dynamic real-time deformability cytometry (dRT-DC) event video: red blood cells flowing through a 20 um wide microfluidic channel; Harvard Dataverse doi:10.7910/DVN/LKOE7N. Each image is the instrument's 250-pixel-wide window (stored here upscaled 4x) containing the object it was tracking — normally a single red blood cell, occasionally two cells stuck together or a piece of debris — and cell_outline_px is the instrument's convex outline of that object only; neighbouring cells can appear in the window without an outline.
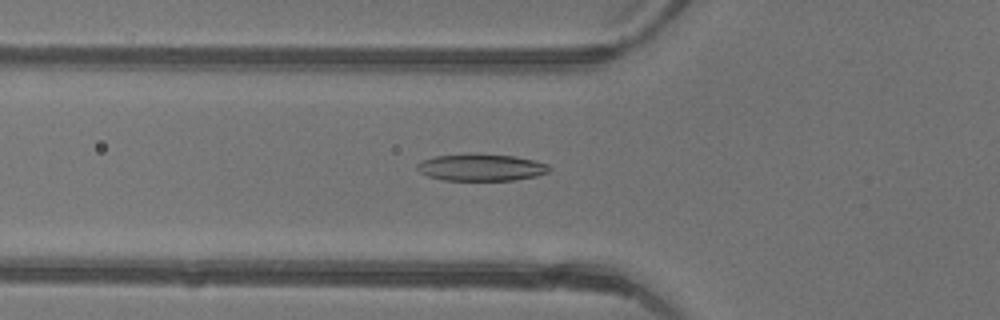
{"species": "common noctule bat (a hibernating species)", "species_latin": "Nyctalus noctula", "temperature_condition": "warm", "stored_images_in_passage": 37, "camera_frame_rate_fps": 3000, "um_per_image_px": 0.085, "animal": {"sex": "female"}, "frame": {"image": 1, "passage_image": 7, "time_ms": 2.0, "image_size_px": [1000, 320], "cell_outline_px": [[552, 168], [548, 172], [536, 176], [512, 180], [444, 180], [428, 176], [420, 172], [416, 168], [416, 164], [424, 160], [436, 156], [476, 152], [516, 156], [536, 160], [548, 164]], "centroid_in_image_um": [40.93, 14.2], "position_along_channel_um": 84.9, "area_um2": 21.1}}
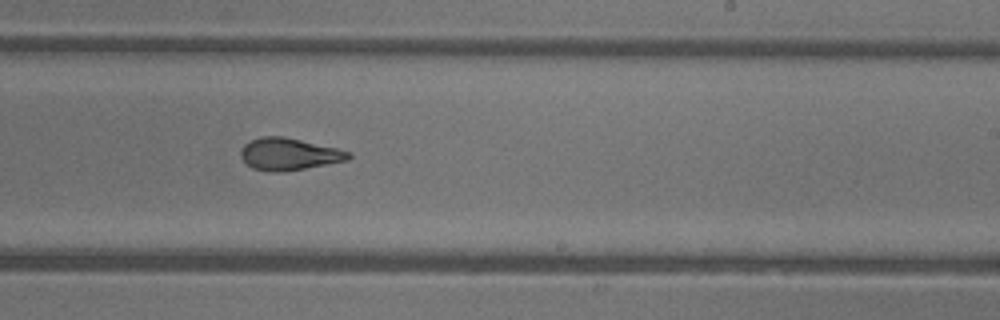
{"frame": {"image": 2, "passage_image": 19, "time_ms": 6.0, "image_size_px": [1000, 320], "cell_outline_px": [[352, 156], [348, 160], [284, 172], [268, 172], [252, 168], [240, 156], [240, 152], [244, 144], [260, 136], [284, 136], [336, 148], [348, 152]], "centroid_in_image_um": [24.53, 13.1], "position_along_channel_um": 264.5, "area_um2": 20.06}}
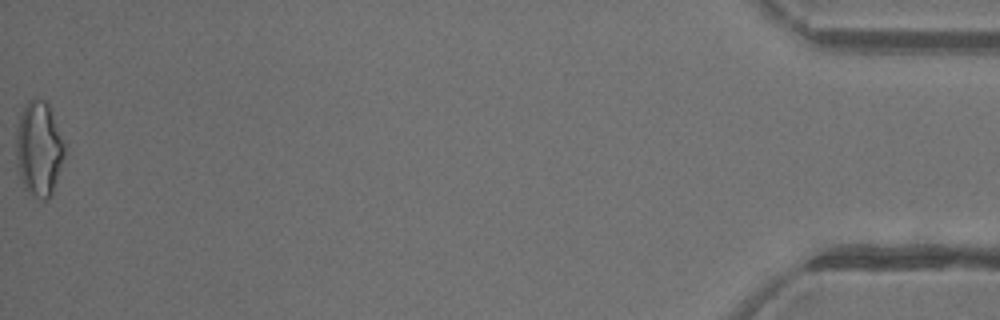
{"frame": {"image": 3, "passage_image": 37, "time_ms": 12.0, "image_size_px": [1000, 320], "cell_outline_px": [[64, 156], [52, 192], [48, 200], [40, 200], [28, 192], [24, 188], [16, 168], [16, 128], [20, 112], [24, 104], [32, 96], [36, 96], [44, 100], [48, 104], [64, 144]], "centroid_in_image_um": [3.25, 12.62], "position_along_channel_um": 431.9, "area_um2": 26.99}, "authors_computed_cell_mechanics": {"area_um2": 20.23, "velocity_mm_per_s": 4.4605, "shape_relaxation_time_tau1_ms": 6.0811, "shape_relaxation_time_tau2_ms": 1.4017, "deformation_change_tau1": 0.2001, "deformation_change_tau2": 0.0888}}